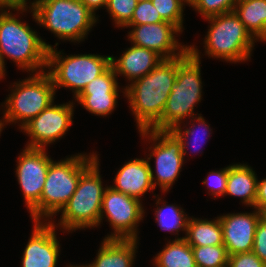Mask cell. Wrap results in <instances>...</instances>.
<instances>
[{
    "label": "cell",
    "mask_w": 266,
    "mask_h": 267,
    "mask_svg": "<svg viewBox=\"0 0 266 267\" xmlns=\"http://www.w3.org/2000/svg\"><path fill=\"white\" fill-rule=\"evenodd\" d=\"M162 61L148 74L124 89L139 131L151 129L162 117L177 75V65L189 54Z\"/></svg>",
    "instance_id": "cell-1"
},
{
    "label": "cell",
    "mask_w": 266,
    "mask_h": 267,
    "mask_svg": "<svg viewBox=\"0 0 266 267\" xmlns=\"http://www.w3.org/2000/svg\"><path fill=\"white\" fill-rule=\"evenodd\" d=\"M27 8L29 7H8V11L0 8V55L3 63L4 57L7 56L17 63L19 68L32 73L43 72L44 68H47L48 50L52 46L38 37L29 25L9 12L10 9L24 12Z\"/></svg>",
    "instance_id": "cell-2"
},
{
    "label": "cell",
    "mask_w": 266,
    "mask_h": 267,
    "mask_svg": "<svg viewBox=\"0 0 266 267\" xmlns=\"http://www.w3.org/2000/svg\"><path fill=\"white\" fill-rule=\"evenodd\" d=\"M189 54L177 65V75L160 120L151 128L172 130L186 117L195 118L194 106L202 97L199 50L189 46ZM193 116V118H192Z\"/></svg>",
    "instance_id": "cell-3"
},
{
    "label": "cell",
    "mask_w": 266,
    "mask_h": 267,
    "mask_svg": "<svg viewBox=\"0 0 266 267\" xmlns=\"http://www.w3.org/2000/svg\"><path fill=\"white\" fill-rule=\"evenodd\" d=\"M95 153L51 161L40 202L30 211L33 221L50 219L62 210L77 188L80 176L96 161Z\"/></svg>",
    "instance_id": "cell-4"
},
{
    "label": "cell",
    "mask_w": 266,
    "mask_h": 267,
    "mask_svg": "<svg viewBox=\"0 0 266 267\" xmlns=\"http://www.w3.org/2000/svg\"><path fill=\"white\" fill-rule=\"evenodd\" d=\"M32 16L59 39L82 41L97 17L80 0H44L31 3Z\"/></svg>",
    "instance_id": "cell-5"
},
{
    "label": "cell",
    "mask_w": 266,
    "mask_h": 267,
    "mask_svg": "<svg viewBox=\"0 0 266 267\" xmlns=\"http://www.w3.org/2000/svg\"><path fill=\"white\" fill-rule=\"evenodd\" d=\"M80 176L77 188L60 212V227L68 232L100 225L103 188L99 159ZM70 230V231H69Z\"/></svg>",
    "instance_id": "cell-6"
},
{
    "label": "cell",
    "mask_w": 266,
    "mask_h": 267,
    "mask_svg": "<svg viewBox=\"0 0 266 267\" xmlns=\"http://www.w3.org/2000/svg\"><path fill=\"white\" fill-rule=\"evenodd\" d=\"M14 86L13 93L8 95L4 103L6 112L4 111L3 121L0 120V133L5 124L17 123V120L21 122L22 129L51 103H54L56 89L48 72L35 73L27 79L16 82Z\"/></svg>",
    "instance_id": "cell-7"
},
{
    "label": "cell",
    "mask_w": 266,
    "mask_h": 267,
    "mask_svg": "<svg viewBox=\"0 0 266 267\" xmlns=\"http://www.w3.org/2000/svg\"><path fill=\"white\" fill-rule=\"evenodd\" d=\"M206 19L211 25L204 40L205 53L236 63L250 58L255 39L234 11Z\"/></svg>",
    "instance_id": "cell-8"
},
{
    "label": "cell",
    "mask_w": 266,
    "mask_h": 267,
    "mask_svg": "<svg viewBox=\"0 0 266 267\" xmlns=\"http://www.w3.org/2000/svg\"><path fill=\"white\" fill-rule=\"evenodd\" d=\"M48 50L47 67L55 89L66 87L74 92L76 98L93 79L103 74L111 66V56L95 54L69 55L62 57L61 52Z\"/></svg>",
    "instance_id": "cell-9"
},
{
    "label": "cell",
    "mask_w": 266,
    "mask_h": 267,
    "mask_svg": "<svg viewBox=\"0 0 266 267\" xmlns=\"http://www.w3.org/2000/svg\"><path fill=\"white\" fill-rule=\"evenodd\" d=\"M139 132L143 138L148 135L147 138L149 137L150 142L153 140V144H155L150 157H147L148 161L153 156L155 158L156 176L150 165L153 186L156 188V185H159L163 192H167L178 178L184 163L181 141L171 130L149 129Z\"/></svg>",
    "instance_id": "cell-10"
},
{
    "label": "cell",
    "mask_w": 266,
    "mask_h": 267,
    "mask_svg": "<svg viewBox=\"0 0 266 267\" xmlns=\"http://www.w3.org/2000/svg\"><path fill=\"white\" fill-rule=\"evenodd\" d=\"M141 200L106 187L101 205V219L105 216L114 233L105 239H137V224L143 219L144 209Z\"/></svg>",
    "instance_id": "cell-11"
},
{
    "label": "cell",
    "mask_w": 266,
    "mask_h": 267,
    "mask_svg": "<svg viewBox=\"0 0 266 267\" xmlns=\"http://www.w3.org/2000/svg\"><path fill=\"white\" fill-rule=\"evenodd\" d=\"M73 108V102L60 105L51 103L40 112L21 129L31 139L26 147L45 149L48 144L65 135L73 123Z\"/></svg>",
    "instance_id": "cell-12"
},
{
    "label": "cell",
    "mask_w": 266,
    "mask_h": 267,
    "mask_svg": "<svg viewBox=\"0 0 266 267\" xmlns=\"http://www.w3.org/2000/svg\"><path fill=\"white\" fill-rule=\"evenodd\" d=\"M51 161L39 148L26 147L18 157L16 176L29 212L40 202Z\"/></svg>",
    "instance_id": "cell-13"
},
{
    "label": "cell",
    "mask_w": 266,
    "mask_h": 267,
    "mask_svg": "<svg viewBox=\"0 0 266 267\" xmlns=\"http://www.w3.org/2000/svg\"><path fill=\"white\" fill-rule=\"evenodd\" d=\"M126 27L133 28L128 35V39L133 42L131 44L150 49L164 60L178 58L189 50V46L179 45L175 34L182 31L171 23L159 22Z\"/></svg>",
    "instance_id": "cell-14"
},
{
    "label": "cell",
    "mask_w": 266,
    "mask_h": 267,
    "mask_svg": "<svg viewBox=\"0 0 266 267\" xmlns=\"http://www.w3.org/2000/svg\"><path fill=\"white\" fill-rule=\"evenodd\" d=\"M26 245L22 267H56L59 257V241L55 234V224L34 221V229Z\"/></svg>",
    "instance_id": "cell-15"
},
{
    "label": "cell",
    "mask_w": 266,
    "mask_h": 267,
    "mask_svg": "<svg viewBox=\"0 0 266 267\" xmlns=\"http://www.w3.org/2000/svg\"><path fill=\"white\" fill-rule=\"evenodd\" d=\"M253 213H233L219 217L223 231V245L228 255L252 252L257 224L263 216Z\"/></svg>",
    "instance_id": "cell-16"
},
{
    "label": "cell",
    "mask_w": 266,
    "mask_h": 267,
    "mask_svg": "<svg viewBox=\"0 0 266 267\" xmlns=\"http://www.w3.org/2000/svg\"><path fill=\"white\" fill-rule=\"evenodd\" d=\"M112 66L93 79L75 98L87 111L106 116L115 109L118 98V82Z\"/></svg>",
    "instance_id": "cell-17"
},
{
    "label": "cell",
    "mask_w": 266,
    "mask_h": 267,
    "mask_svg": "<svg viewBox=\"0 0 266 267\" xmlns=\"http://www.w3.org/2000/svg\"><path fill=\"white\" fill-rule=\"evenodd\" d=\"M150 161L134 159L126 162L118 170L114 179V190L138 200L148 191L155 189L151 179Z\"/></svg>",
    "instance_id": "cell-18"
},
{
    "label": "cell",
    "mask_w": 266,
    "mask_h": 267,
    "mask_svg": "<svg viewBox=\"0 0 266 267\" xmlns=\"http://www.w3.org/2000/svg\"><path fill=\"white\" fill-rule=\"evenodd\" d=\"M162 61L164 59L156 52L134 44L121 55L120 59L111 56V66L115 74L123 75L132 82L148 74Z\"/></svg>",
    "instance_id": "cell-19"
},
{
    "label": "cell",
    "mask_w": 266,
    "mask_h": 267,
    "mask_svg": "<svg viewBox=\"0 0 266 267\" xmlns=\"http://www.w3.org/2000/svg\"><path fill=\"white\" fill-rule=\"evenodd\" d=\"M137 249V239H105L92 264L82 267H131Z\"/></svg>",
    "instance_id": "cell-20"
},
{
    "label": "cell",
    "mask_w": 266,
    "mask_h": 267,
    "mask_svg": "<svg viewBox=\"0 0 266 267\" xmlns=\"http://www.w3.org/2000/svg\"><path fill=\"white\" fill-rule=\"evenodd\" d=\"M257 182L258 179L255 172L248 165H230L225 195L241 197L242 203L254 207Z\"/></svg>",
    "instance_id": "cell-21"
},
{
    "label": "cell",
    "mask_w": 266,
    "mask_h": 267,
    "mask_svg": "<svg viewBox=\"0 0 266 267\" xmlns=\"http://www.w3.org/2000/svg\"><path fill=\"white\" fill-rule=\"evenodd\" d=\"M233 11L255 40L266 41V0H239Z\"/></svg>",
    "instance_id": "cell-22"
},
{
    "label": "cell",
    "mask_w": 266,
    "mask_h": 267,
    "mask_svg": "<svg viewBox=\"0 0 266 267\" xmlns=\"http://www.w3.org/2000/svg\"><path fill=\"white\" fill-rule=\"evenodd\" d=\"M185 235L182 238L190 246L223 245V231L219 217L213 221L189 218Z\"/></svg>",
    "instance_id": "cell-23"
},
{
    "label": "cell",
    "mask_w": 266,
    "mask_h": 267,
    "mask_svg": "<svg viewBox=\"0 0 266 267\" xmlns=\"http://www.w3.org/2000/svg\"><path fill=\"white\" fill-rule=\"evenodd\" d=\"M156 267H197L192 246L183 238H176L154 258Z\"/></svg>",
    "instance_id": "cell-24"
},
{
    "label": "cell",
    "mask_w": 266,
    "mask_h": 267,
    "mask_svg": "<svg viewBox=\"0 0 266 267\" xmlns=\"http://www.w3.org/2000/svg\"><path fill=\"white\" fill-rule=\"evenodd\" d=\"M161 204L162 207H157L155 211L156 222L159 227L169 232L174 233L175 231L177 235L181 229L186 232L190 217L184 214L183 209L174 205H167L164 201Z\"/></svg>",
    "instance_id": "cell-25"
},
{
    "label": "cell",
    "mask_w": 266,
    "mask_h": 267,
    "mask_svg": "<svg viewBox=\"0 0 266 267\" xmlns=\"http://www.w3.org/2000/svg\"><path fill=\"white\" fill-rule=\"evenodd\" d=\"M197 267H228L229 255L224 245L192 246Z\"/></svg>",
    "instance_id": "cell-26"
},
{
    "label": "cell",
    "mask_w": 266,
    "mask_h": 267,
    "mask_svg": "<svg viewBox=\"0 0 266 267\" xmlns=\"http://www.w3.org/2000/svg\"><path fill=\"white\" fill-rule=\"evenodd\" d=\"M151 2L165 22L183 31V6L185 3L188 4L189 0H151Z\"/></svg>",
    "instance_id": "cell-27"
},
{
    "label": "cell",
    "mask_w": 266,
    "mask_h": 267,
    "mask_svg": "<svg viewBox=\"0 0 266 267\" xmlns=\"http://www.w3.org/2000/svg\"><path fill=\"white\" fill-rule=\"evenodd\" d=\"M238 1L239 0H189L188 4L206 19L232 12Z\"/></svg>",
    "instance_id": "cell-28"
},
{
    "label": "cell",
    "mask_w": 266,
    "mask_h": 267,
    "mask_svg": "<svg viewBox=\"0 0 266 267\" xmlns=\"http://www.w3.org/2000/svg\"><path fill=\"white\" fill-rule=\"evenodd\" d=\"M136 6V0H108L106 9L116 26L126 27L131 22Z\"/></svg>",
    "instance_id": "cell-29"
},
{
    "label": "cell",
    "mask_w": 266,
    "mask_h": 267,
    "mask_svg": "<svg viewBox=\"0 0 266 267\" xmlns=\"http://www.w3.org/2000/svg\"><path fill=\"white\" fill-rule=\"evenodd\" d=\"M165 22L156 8L153 6L151 0L137 3L133 12L131 22L127 26H137L143 24H154Z\"/></svg>",
    "instance_id": "cell-30"
},
{
    "label": "cell",
    "mask_w": 266,
    "mask_h": 267,
    "mask_svg": "<svg viewBox=\"0 0 266 267\" xmlns=\"http://www.w3.org/2000/svg\"><path fill=\"white\" fill-rule=\"evenodd\" d=\"M194 120H196L197 123L199 124V126H197L198 129H200L202 126L204 127V131L201 130V132H202V135L207 136L209 134V133H207V130L208 131H211L210 125H206L205 119L202 116H199V117H197ZM194 129H197V128L195 127V124L193 123L192 127L186 128L184 131L181 129V126L180 125H177L175 128H173L171 130L178 137V139L181 141L183 157H185V154H187L186 147L188 148V146L190 144V141L187 142V141H185V139L186 140L187 139L188 140H191V139H189V136L190 135L191 136L192 135L194 136V134H195L194 139L192 138L193 139V141H192L193 142L192 147H195L196 144L198 143V141H201V140L204 141L205 140L204 138L202 139L200 135L197 136L196 131L198 129L196 131ZM194 151H198V150L194 149Z\"/></svg>",
    "instance_id": "cell-31"
},
{
    "label": "cell",
    "mask_w": 266,
    "mask_h": 267,
    "mask_svg": "<svg viewBox=\"0 0 266 267\" xmlns=\"http://www.w3.org/2000/svg\"><path fill=\"white\" fill-rule=\"evenodd\" d=\"M229 166L219 171L209 173L202 183L207 185L214 196H224L227 188ZM212 177V178H211ZM212 179V180H211ZM210 182V183H209Z\"/></svg>",
    "instance_id": "cell-32"
},
{
    "label": "cell",
    "mask_w": 266,
    "mask_h": 267,
    "mask_svg": "<svg viewBox=\"0 0 266 267\" xmlns=\"http://www.w3.org/2000/svg\"><path fill=\"white\" fill-rule=\"evenodd\" d=\"M228 267H266V264L253 252L232 254Z\"/></svg>",
    "instance_id": "cell-33"
},
{
    "label": "cell",
    "mask_w": 266,
    "mask_h": 267,
    "mask_svg": "<svg viewBox=\"0 0 266 267\" xmlns=\"http://www.w3.org/2000/svg\"><path fill=\"white\" fill-rule=\"evenodd\" d=\"M252 252L266 264V219L263 216L256 227Z\"/></svg>",
    "instance_id": "cell-34"
},
{
    "label": "cell",
    "mask_w": 266,
    "mask_h": 267,
    "mask_svg": "<svg viewBox=\"0 0 266 267\" xmlns=\"http://www.w3.org/2000/svg\"><path fill=\"white\" fill-rule=\"evenodd\" d=\"M254 209H257L260 212L266 210V178L257 182V194Z\"/></svg>",
    "instance_id": "cell-35"
},
{
    "label": "cell",
    "mask_w": 266,
    "mask_h": 267,
    "mask_svg": "<svg viewBox=\"0 0 266 267\" xmlns=\"http://www.w3.org/2000/svg\"><path fill=\"white\" fill-rule=\"evenodd\" d=\"M1 8H23L27 7V0H0Z\"/></svg>",
    "instance_id": "cell-36"
},
{
    "label": "cell",
    "mask_w": 266,
    "mask_h": 267,
    "mask_svg": "<svg viewBox=\"0 0 266 267\" xmlns=\"http://www.w3.org/2000/svg\"><path fill=\"white\" fill-rule=\"evenodd\" d=\"M95 14V11L101 7H106L108 0H80Z\"/></svg>",
    "instance_id": "cell-37"
},
{
    "label": "cell",
    "mask_w": 266,
    "mask_h": 267,
    "mask_svg": "<svg viewBox=\"0 0 266 267\" xmlns=\"http://www.w3.org/2000/svg\"><path fill=\"white\" fill-rule=\"evenodd\" d=\"M5 64L2 61L1 55H0V80L3 78L5 75Z\"/></svg>",
    "instance_id": "cell-38"
},
{
    "label": "cell",
    "mask_w": 266,
    "mask_h": 267,
    "mask_svg": "<svg viewBox=\"0 0 266 267\" xmlns=\"http://www.w3.org/2000/svg\"><path fill=\"white\" fill-rule=\"evenodd\" d=\"M137 3H141V2H145V1H149V0H136Z\"/></svg>",
    "instance_id": "cell-39"
},
{
    "label": "cell",
    "mask_w": 266,
    "mask_h": 267,
    "mask_svg": "<svg viewBox=\"0 0 266 267\" xmlns=\"http://www.w3.org/2000/svg\"><path fill=\"white\" fill-rule=\"evenodd\" d=\"M263 217L266 219V210L262 212Z\"/></svg>",
    "instance_id": "cell-40"
},
{
    "label": "cell",
    "mask_w": 266,
    "mask_h": 267,
    "mask_svg": "<svg viewBox=\"0 0 266 267\" xmlns=\"http://www.w3.org/2000/svg\"><path fill=\"white\" fill-rule=\"evenodd\" d=\"M41 1H44V0H34L33 2H41Z\"/></svg>",
    "instance_id": "cell-41"
},
{
    "label": "cell",
    "mask_w": 266,
    "mask_h": 267,
    "mask_svg": "<svg viewBox=\"0 0 266 267\" xmlns=\"http://www.w3.org/2000/svg\"><path fill=\"white\" fill-rule=\"evenodd\" d=\"M69 267H82V266H80V265H79V266H78V265H77V266H73V265H71V266H69Z\"/></svg>",
    "instance_id": "cell-42"
}]
</instances>
